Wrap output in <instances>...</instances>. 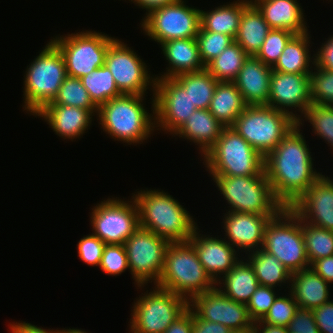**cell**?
<instances>
[{
  "label": "cell",
  "mask_w": 333,
  "mask_h": 333,
  "mask_svg": "<svg viewBox=\"0 0 333 333\" xmlns=\"http://www.w3.org/2000/svg\"><path fill=\"white\" fill-rule=\"evenodd\" d=\"M300 128L296 125L264 158L267 179L284 207L294 204L322 176L313 167L309 145Z\"/></svg>",
  "instance_id": "cell-1"
},
{
  "label": "cell",
  "mask_w": 333,
  "mask_h": 333,
  "mask_svg": "<svg viewBox=\"0 0 333 333\" xmlns=\"http://www.w3.org/2000/svg\"><path fill=\"white\" fill-rule=\"evenodd\" d=\"M139 210V226L170 243L187 242L197 223L178 200L163 190H140L132 196Z\"/></svg>",
  "instance_id": "cell-2"
},
{
  "label": "cell",
  "mask_w": 333,
  "mask_h": 333,
  "mask_svg": "<svg viewBox=\"0 0 333 333\" xmlns=\"http://www.w3.org/2000/svg\"><path fill=\"white\" fill-rule=\"evenodd\" d=\"M144 96L122 94L102 104L97 114L102 130L112 139L129 145L142 144L147 140L158 129L155 127L154 95L151 99L153 114L143 106Z\"/></svg>",
  "instance_id": "cell-3"
},
{
  "label": "cell",
  "mask_w": 333,
  "mask_h": 333,
  "mask_svg": "<svg viewBox=\"0 0 333 333\" xmlns=\"http://www.w3.org/2000/svg\"><path fill=\"white\" fill-rule=\"evenodd\" d=\"M44 47L24 75L23 109L30 115L53 102L67 77L65 60L58 47L51 40Z\"/></svg>",
  "instance_id": "cell-4"
},
{
  "label": "cell",
  "mask_w": 333,
  "mask_h": 333,
  "mask_svg": "<svg viewBox=\"0 0 333 333\" xmlns=\"http://www.w3.org/2000/svg\"><path fill=\"white\" fill-rule=\"evenodd\" d=\"M157 286L189 301L193 296L213 289L216 284L206 273L194 247L187 241L169 244Z\"/></svg>",
  "instance_id": "cell-5"
},
{
  "label": "cell",
  "mask_w": 333,
  "mask_h": 333,
  "mask_svg": "<svg viewBox=\"0 0 333 333\" xmlns=\"http://www.w3.org/2000/svg\"><path fill=\"white\" fill-rule=\"evenodd\" d=\"M203 161L210 176H266L264 157L231 127L223 129Z\"/></svg>",
  "instance_id": "cell-6"
},
{
  "label": "cell",
  "mask_w": 333,
  "mask_h": 333,
  "mask_svg": "<svg viewBox=\"0 0 333 333\" xmlns=\"http://www.w3.org/2000/svg\"><path fill=\"white\" fill-rule=\"evenodd\" d=\"M261 249L274 255L291 274L311 266L306 254L302 221L290 207H283L270 218Z\"/></svg>",
  "instance_id": "cell-7"
},
{
  "label": "cell",
  "mask_w": 333,
  "mask_h": 333,
  "mask_svg": "<svg viewBox=\"0 0 333 333\" xmlns=\"http://www.w3.org/2000/svg\"><path fill=\"white\" fill-rule=\"evenodd\" d=\"M297 125V121L267 105L246 106L231 126L264 158Z\"/></svg>",
  "instance_id": "cell-8"
},
{
  "label": "cell",
  "mask_w": 333,
  "mask_h": 333,
  "mask_svg": "<svg viewBox=\"0 0 333 333\" xmlns=\"http://www.w3.org/2000/svg\"><path fill=\"white\" fill-rule=\"evenodd\" d=\"M230 205L228 212L276 215L284 206L275 198L267 176H211Z\"/></svg>",
  "instance_id": "cell-9"
},
{
  "label": "cell",
  "mask_w": 333,
  "mask_h": 333,
  "mask_svg": "<svg viewBox=\"0 0 333 333\" xmlns=\"http://www.w3.org/2000/svg\"><path fill=\"white\" fill-rule=\"evenodd\" d=\"M134 301L130 319L132 333H163L188 309V300L157 285Z\"/></svg>",
  "instance_id": "cell-10"
},
{
  "label": "cell",
  "mask_w": 333,
  "mask_h": 333,
  "mask_svg": "<svg viewBox=\"0 0 333 333\" xmlns=\"http://www.w3.org/2000/svg\"><path fill=\"white\" fill-rule=\"evenodd\" d=\"M115 39L99 31L83 30L57 35L51 41L63 55L67 76L81 78L104 65L107 49Z\"/></svg>",
  "instance_id": "cell-11"
},
{
  "label": "cell",
  "mask_w": 333,
  "mask_h": 333,
  "mask_svg": "<svg viewBox=\"0 0 333 333\" xmlns=\"http://www.w3.org/2000/svg\"><path fill=\"white\" fill-rule=\"evenodd\" d=\"M141 23L145 35L159 44L196 38L201 27L200 9L189 7L184 0H177L151 10Z\"/></svg>",
  "instance_id": "cell-12"
},
{
  "label": "cell",
  "mask_w": 333,
  "mask_h": 333,
  "mask_svg": "<svg viewBox=\"0 0 333 333\" xmlns=\"http://www.w3.org/2000/svg\"><path fill=\"white\" fill-rule=\"evenodd\" d=\"M170 242L152 231L139 228L125 241L129 271L137 287L149 282L157 285L165 263V253Z\"/></svg>",
  "instance_id": "cell-13"
},
{
  "label": "cell",
  "mask_w": 333,
  "mask_h": 333,
  "mask_svg": "<svg viewBox=\"0 0 333 333\" xmlns=\"http://www.w3.org/2000/svg\"><path fill=\"white\" fill-rule=\"evenodd\" d=\"M131 200L108 198L92 208L90 222L93 234L105 244L124 245L139 228L138 206L134 198Z\"/></svg>",
  "instance_id": "cell-14"
},
{
  "label": "cell",
  "mask_w": 333,
  "mask_h": 333,
  "mask_svg": "<svg viewBox=\"0 0 333 333\" xmlns=\"http://www.w3.org/2000/svg\"><path fill=\"white\" fill-rule=\"evenodd\" d=\"M142 60L134 50L117 38L109 45L104 65L111 71L122 94L145 95L146 90L152 87L154 95L156 78L151 76Z\"/></svg>",
  "instance_id": "cell-15"
},
{
  "label": "cell",
  "mask_w": 333,
  "mask_h": 333,
  "mask_svg": "<svg viewBox=\"0 0 333 333\" xmlns=\"http://www.w3.org/2000/svg\"><path fill=\"white\" fill-rule=\"evenodd\" d=\"M188 308L200 319L220 323L232 331L254 328L246 304L236 302L225 296L215 286L205 293L193 296Z\"/></svg>",
  "instance_id": "cell-16"
},
{
  "label": "cell",
  "mask_w": 333,
  "mask_h": 333,
  "mask_svg": "<svg viewBox=\"0 0 333 333\" xmlns=\"http://www.w3.org/2000/svg\"><path fill=\"white\" fill-rule=\"evenodd\" d=\"M155 127L174 134L197 109L174 78H156L154 87Z\"/></svg>",
  "instance_id": "cell-17"
},
{
  "label": "cell",
  "mask_w": 333,
  "mask_h": 333,
  "mask_svg": "<svg viewBox=\"0 0 333 333\" xmlns=\"http://www.w3.org/2000/svg\"><path fill=\"white\" fill-rule=\"evenodd\" d=\"M311 104L310 75L272 70L267 106L285 112L298 122ZM293 107L301 115L294 114Z\"/></svg>",
  "instance_id": "cell-18"
},
{
  "label": "cell",
  "mask_w": 333,
  "mask_h": 333,
  "mask_svg": "<svg viewBox=\"0 0 333 333\" xmlns=\"http://www.w3.org/2000/svg\"><path fill=\"white\" fill-rule=\"evenodd\" d=\"M290 208L302 222L333 231V179L322 175Z\"/></svg>",
  "instance_id": "cell-19"
},
{
  "label": "cell",
  "mask_w": 333,
  "mask_h": 333,
  "mask_svg": "<svg viewBox=\"0 0 333 333\" xmlns=\"http://www.w3.org/2000/svg\"><path fill=\"white\" fill-rule=\"evenodd\" d=\"M223 218L224 238L239 251L249 253L262 248L264 230L275 215H258L244 212H227ZM227 236V237H226Z\"/></svg>",
  "instance_id": "cell-20"
},
{
  "label": "cell",
  "mask_w": 333,
  "mask_h": 333,
  "mask_svg": "<svg viewBox=\"0 0 333 333\" xmlns=\"http://www.w3.org/2000/svg\"><path fill=\"white\" fill-rule=\"evenodd\" d=\"M198 229L194 230L188 242L194 247L206 273L216 283L221 275L224 276L240 260L239 253L227 240L201 235Z\"/></svg>",
  "instance_id": "cell-21"
},
{
  "label": "cell",
  "mask_w": 333,
  "mask_h": 333,
  "mask_svg": "<svg viewBox=\"0 0 333 333\" xmlns=\"http://www.w3.org/2000/svg\"><path fill=\"white\" fill-rule=\"evenodd\" d=\"M96 114L98 110H86L50 102L38 111L35 117H42L59 137L73 141L86 133L92 117Z\"/></svg>",
  "instance_id": "cell-22"
},
{
  "label": "cell",
  "mask_w": 333,
  "mask_h": 333,
  "mask_svg": "<svg viewBox=\"0 0 333 333\" xmlns=\"http://www.w3.org/2000/svg\"><path fill=\"white\" fill-rule=\"evenodd\" d=\"M272 67L256 56H248L234 83L247 106L267 105Z\"/></svg>",
  "instance_id": "cell-23"
},
{
  "label": "cell",
  "mask_w": 333,
  "mask_h": 333,
  "mask_svg": "<svg viewBox=\"0 0 333 333\" xmlns=\"http://www.w3.org/2000/svg\"><path fill=\"white\" fill-rule=\"evenodd\" d=\"M161 49L169 63L166 72L155 78H174L180 74L205 69L199 55L196 38L175 39L164 42Z\"/></svg>",
  "instance_id": "cell-24"
},
{
  "label": "cell",
  "mask_w": 333,
  "mask_h": 333,
  "mask_svg": "<svg viewBox=\"0 0 333 333\" xmlns=\"http://www.w3.org/2000/svg\"><path fill=\"white\" fill-rule=\"evenodd\" d=\"M290 293L298 307L313 310L330 301L329 285L312 267L292 273Z\"/></svg>",
  "instance_id": "cell-25"
},
{
  "label": "cell",
  "mask_w": 333,
  "mask_h": 333,
  "mask_svg": "<svg viewBox=\"0 0 333 333\" xmlns=\"http://www.w3.org/2000/svg\"><path fill=\"white\" fill-rule=\"evenodd\" d=\"M255 5L271 29H285L294 34L308 32L303 9L297 0H261Z\"/></svg>",
  "instance_id": "cell-26"
},
{
  "label": "cell",
  "mask_w": 333,
  "mask_h": 333,
  "mask_svg": "<svg viewBox=\"0 0 333 333\" xmlns=\"http://www.w3.org/2000/svg\"><path fill=\"white\" fill-rule=\"evenodd\" d=\"M224 128L208 109H196L173 136L194 142L202 156L219 139Z\"/></svg>",
  "instance_id": "cell-27"
},
{
  "label": "cell",
  "mask_w": 333,
  "mask_h": 333,
  "mask_svg": "<svg viewBox=\"0 0 333 333\" xmlns=\"http://www.w3.org/2000/svg\"><path fill=\"white\" fill-rule=\"evenodd\" d=\"M270 30L271 28L257 6L250 4L247 0H243V13L234 41L237 42L249 56H256Z\"/></svg>",
  "instance_id": "cell-28"
},
{
  "label": "cell",
  "mask_w": 333,
  "mask_h": 333,
  "mask_svg": "<svg viewBox=\"0 0 333 333\" xmlns=\"http://www.w3.org/2000/svg\"><path fill=\"white\" fill-rule=\"evenodd\" d=\"M243 260H239L234 267L218 279L215 284L228 298L236 302L247 304L252 294L259 286V283L249 261L247 259Z\"/></svg>",
  "instance_id": "cell-29"
},
{
  "label": "cell",
  "mask_w": 333,
  "mask_h": 333,
  "mask_svg": "<svg viewBox=\"0 0 333 333\" xmlns=\"http://www.w3.org/2000/svg\"><path fill=\"white\" fill-rule=\"evenodd\" d=\"M310 37L309 32L295 34L283 49L272 70L283 73L310 75L312 64L313 67L315 65V55L311 57L308 48L309 44H311ZM310 64L311 66H309Z\"/></svg>",
  "instance_id": "cell-30"
},
{
  "label": "cell",
  "mask_w": 333,
  "mask_h": 333,
  "mask_svg": "<svg viewBox=\"0 0 333 333\" xmlns=\"http://www.w3.org/2000/svg\"><path fill=\"white\" fill-rule=\"evenodd\" d=\"M246 106L234 82H218L208 110L225 127H231Z\"/></svg>",
  "instance_id": "cell-31"
},
{
  "label": "cell",
  "mask_w": 333,
  "mask_h": 333,
  "mask_svg": "<svg viewBox=\"0 0 333 333\" xmlns=\"http://www.w3.org/2000/svg\"><path fill=\"white\" fill-rule=\"evenodd\" d=\"M243 13V0L230 2L216 7L212 11L200 10L201 28L206 31L218 32L235 38Z\"/></svg>",
  "instance_id": "cell-32"
},
{
  "label": "cell",
  "mask_w": 333,
  "mask_h": 333,
  "mask_svg": "<svg viewBox=\"0 0 333 333\" xmlns=\"http://www.w3.org/2000/svg\"><path fill=\"white\" fill-rule=\"evenodd\" d=\"M251 252V254H250ZM247 253L259 285L275 288L291 282V272L272 254L263 249Z\"/></svg>",
  "instance_id": "cell-33"
},
{
  "label": "cell",
  "mask_w": 333,
  "mask_h": 333,
  "mask_svg": "<svg viewBox=\"0 0 333 333\" xmlns=\"http://www.w3.org/2000/svg\"><path fill=\"white\" fill-rule=\"evenodd\" d=\"M174 79L188 91L192 104L197 109H208L218 81L204 70L180 74Z\"/></svg>",
  "instance_id": "cell-34"
},
{
  "label": "cell",
  "mask_w": 333,
  "mask_h": 333,
  "mask_svg": "<svg viewBox=\"0 0 333 333\" xmlns=\"http://www.w3.org/2000/svg\"><path fill=\"white\" fill-rule=\"evenodd\" d=\"M248 56L245 50L234 41L205 68L218 82H234Z\"/></svg>",
  "instance_id": "cell-35"
},
{
  "label": "cell",
  "mask_w": 333,
  "mask_h": 333,
  "mask_svg": "<svg viewBox=\"0 0 333 333\" xmlns=\"http://www.w3.org/2000/svg\"><path fill=\"white\" fill-rule=\"evenodd\" d=\"M93 103L99 108L112 98L121 96L111 71L103 65L80 78Z\"/></svg>",
  "instance_id": "cell-36"
},
{
  "label": "cell",
  "mask_w": 333,
  "mask_h": 333,
  "mask_svg": "<svg viewBox=\"0 0 333 333\" xmlns=\"http://www.w3.org/2000/svg\"><path fill=\"white\" fill-rule=\"evenodd\" d=\"M302 234L310 265L333 255V231L302 222Z\"/></svg>",
  "instance_id": "cell-37"
},
{
  "label": "cell",
  "mask_w": 333,
  "mask_h": 333,
  "mask_svg": "<svg viewBox=\"0 0 333 333\" xmlns=\"http://www.w3.org/2000/svg\"><path fill=\"white\" fill-rule=\"evenodd\" d=\"M303 115L304 117H301L302 119L297 122V125L303 126L305 118V121L312 125L315 135L323 138L326 144L331 145L330 148L333 149V105L312 103Z\"/></svg>",
  "instance_id": "cell-38"
},
{
  "label": "cell",
  "mask_w": 333,
  "mask_h": 333,
  "mask_svg": "<svg viewBox=\"0 0 333 333\" xmlns=\"http://www.w3.org/2000/svg\"><path fill=\"white\" fill-rule=\"evenodd\" d=\"M53 103L86 110H98V107L91 100L89 92L82 85L80 78L71 76L65 78Z\"/></svg>",
  "instance_id": "cell-39"
},
{
  "label": "cell",
  "mask_w": 333,
  "mask_h": 333,
  "mask_svg": "<svg viewBox=\"0 0 333 333\" xmlns=\"http://www.w3.org/2000/svg\"><path fill=\"white\" fill-rule=\"evenodd\" d=\"M199 55L202 63L206 66L215 57H218L224 49L234 42L230 35L203 30L201 27L196 36Z\"/></svg>",
  "instance_id": "cell-40"
},
{
  "label": "cell",
  "mask_w": 333,
  "mask_h": 333,
  "mask_svg": "<svg viewBox=\"0 0 333 333\" xmlns=\"http://www.w3.org/2000/svg\"><path fill=\"white\" fill-rule=\"evenodd\" d=\"M294 35V33L285 29H271L256 57L267 66L273 67Z\"/></svg>",
  "instance_id": "cell-41"
},
{
  "label": "cell",
  "mask_w": 333,
  "mask_h": 333,
  "mask_svg": "<svg viewBox=\"0 0 333 333\" xmlns=\"http://www.w3.org/2000/svg\"><path fill=\"white\" fill-rule=\"evenodd\" d=\"M314 66L310 74L311 102L333 105V71Z\"/></svg>",
  "instance_id": "cell-42"
},
{
  "label": "cell",
  "mask_w": 333,
  "mask_h": 333,
  "mask_svg": "<svg viewBox=\"0 0 333 333\" xmlns=\"http://www.w3.org/2000/svg\"><path fill=\"white\" fill-rule=\"evenodd\" d=\"M288 296H277L268 313L261 320L263 324L279 327H286L289 324L294 317L298 304L290 292Z\"/></svg>",
  "instance_id": "cell-43"
},
{
  "label": "cell",
  "mask_w": 333,
  "mask_h": 333,
  "mask_svg": "<svg viewBox=\"0 0 333 333\" xmlns=\"http://www.w3.org/2000/svg\"><path fill=\"white\" fill-rule=\"evenodd\" d=\"M101 270L108 275H121L129 269L125 246L122 244H106L103 250Z\"/></svg>",
  "instance_id": "cell-44"
},
{
  "label": "cell",
  "mask_w": 333,
  "mask_h": 333,
  "mask_svg": "<svg viewBox=\"0 0 333 333\" xmlns=\"http://www.w3.org/2000/svg\"><path fill=\"white\" fill-rule=\"evenodd\" d=\"M274 289V290H273ZM275 288L259 285L246 304L251 319L261 321L277 298Z\"/></svg>",
  "instance_id": "cell-45"
},
{
  "label": "cell",
  "mask_w": 333,
  "mask_h": 333,
  "mask_svg": "<svg viewBox=\"0 0 333 333\" xmlns=\"http://www.w3.org/2000/svg\"><path fill=\"white\" fill-rule=\"evenodd\" d=\"M105 243L96 235L89 234L77 244L79 258L90 266H99Z\"/></svg>",
  "instance_id": "cell-46"
},
{
  "label": "cell",
  "mask_w": 333,
  "mask_h": 333,
  "mask_svg": "<svg viewBox=\"0 0 333 333\" xmlns=\"http://www.w3.org/2000/svg\"><path fill=\"white\" fill-rule=\"evenodd\" d=\"M289 333H320L315 323L313 311L298 307L294 317L286 326Z\"/></svg>",
  "instance_id": "cell-47"
},
{
  "label": "cell",
  "mask_w": 333,
  "mask_h": 333,
  "mask_svg": "<svg viewBox=\"0 0 333 333\" xmlns=\"http://www.w3.org/2000/svg\"><path fill=\"white\" fill-rule=\"evenodd\" d=\"M320 333H333V301L312 310Z\"/></svg>",
  "instance_id": "cell-48"
},
{
  "label": "cell",
  "mask_w": 333,
  "mask_h": 333,
  "mask_svg": "<svg viewBox=\"0 0 333 333\" xmlns=\"http://www.w3.org/2000/svg\"><path fill=\"white\" fill-rule=\"evenodd\" d=\"M315 55V65L319 68L333 71V35L318 49Z\"/></svg>",
  "instance_id": "cell-49"
},
{
  "label": "cell",
  "mask_w": 333,
  "mask_h": 333,
  "mask_svg": "<svg viewBox=\"0 0 333 333\" xmlns=\"http://www.w3.org/2000/svg\"><path fill=\"white\" fill-rule=\"evenodd\" d=\"M193 312L188 308L163 333H192Z\"/></svg>",
  "instance_id": "cell-50"
},
{
  "label": "cell",
  "mask_w": 333,
  "mask_h": 333,
  "mask_svg": "<svg viewBox=\"0 0 333 333\" xmlns=\"http://www.w3.org/2000/svg\"><path fill=\"white\" fill-rule=\"evenodd\" d=\"M192 333H232V330L220 323L202 320L193 313Z\"/></svg>",
  "instance_id": "cell-51"
},
{
  "label": "cell",
  "mask_w": 333,
  "mask_h": 333,
  "mask_svg": "<svg viewBox=\"0 0 333 333\" xmlns=\"http://www.w3.org/2000/svg\"><path fill=\"white\" fill-rule=\"evenodd\" d=\"M310 267L326 282L333 283V255L314 261Z\"/></svg>",
  "instance_id": "cell-52"
},
{
  "label": "cell",
  "mask_w": 333,
  "mask_h": 333,
  "mask_svg": "<svg viewBox=\"0 0 333 333\" xmlns=\"http://www.w3.org/2000/svg\"><path fill=\"white\" fill-rule=\"evenodd\" d=\"M12 323H9L10 325H8L10 326L11 333H61V330L44 329L28 322Z\"/></svg>",
  "instance_id": "cell-53"
},
{
  "label": "cell",
  "mask_w": 333,
  "mask_h": 333,
  "mask_svg": "<svg viewBox=\"0 0 333 333\" xmlns=\"http://www.w3.org/2000/svg\"><path fill=\"white\" fill-rule=\"evenodd\" d=\"M175 1L177 0H131V2L139 6V8L141 7L142 9L146 10L145 15H147V12L149 13L151 10L155 8L162 7L166 4H170Z\"/></svg>",
  "instance_id": "cell-54"
},
{
  "label": "cell",
  "mask_w": 333,
  "mask_h": 333,
  "mask_svg": "<svg viewBox=\"0 0 333 333\" xmlns=\"http://www.w3.org/2000/svg\"><path fill=\"white\" fill-rule=\"evenodd\" d=\"M255 333H289L286 327L263 324L261 321L254 323Z\"/></svg>",
  "instance_id": "cell-55"
},
{
  "label": "cell",
  "mask_w": 333,
  "mask_h": 333,
  "mask_svg": "<svg viewBox=\"0 0 333 333\" xmlns=\"http://www.w3.org/2000/svg\"><path fill=\"white\" fill-rule=\"evenodd\" d=\"M61 333H88L87 331L85 330H81V329H74V328H69V329H63L61 330Z\"/></svg>",
  "instance_id": "cell-56"
},
{
  "label": "cell",
  "mask_w": 333,
  "mask_h": 333,
  "mask_svg": "<svg viewBox=\"0 0 333 333\" xmlns=\"http://www.w3.org/2000/svg\"><path fill=\"white\" fill-rule=\"evenodd\" d=\"M232 333H255L254 328L244 331H232Z\"/></svg>",
  "instance_id": "cell-57"
},
{
  "label": "cell",
  "mask_w": 333,
  "mask_h": 333,
  "mask_svg": "<svg viewBox=\"0 0 333 333\" xmlns=\"http://www.w3.org/2000/svg\"><path fill=\"white\" fill-rule=\"evenodd\" d=\"M250 4H253L255 5L258 1H261V0H247Z\"/></svg>",
  "instance_id": "cell-58"
}]
</instances>
